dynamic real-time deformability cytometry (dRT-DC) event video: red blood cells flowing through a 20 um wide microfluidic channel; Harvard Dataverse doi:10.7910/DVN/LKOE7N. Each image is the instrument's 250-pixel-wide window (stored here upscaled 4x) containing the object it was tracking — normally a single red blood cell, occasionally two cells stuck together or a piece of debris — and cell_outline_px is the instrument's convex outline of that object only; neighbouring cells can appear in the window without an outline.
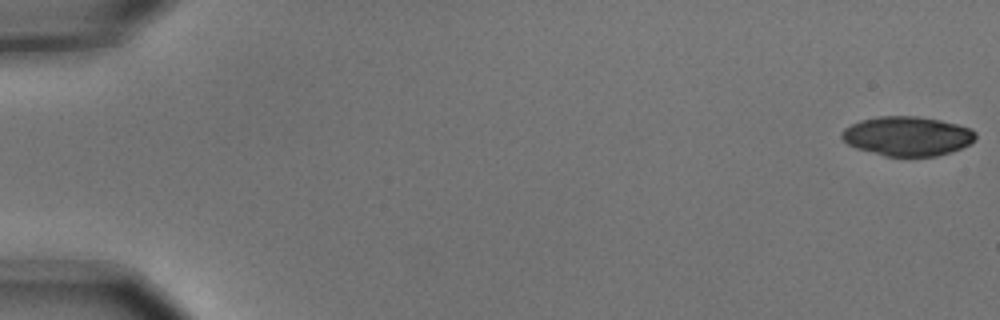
{"species": "common noctule bat (a hibernating species)", "species_latin": "Nyctalus noctula", "temperature_condition": "cold", "stored_images_in_passage": 6, "camera_frame_rate_fps": 3000, "um_per_image_px": 0.085, "animal": {"sex": "male", "body_mass_g": 15.6}, "frame": {"image": 1, "passage_image": 1, "time_ms": 0.0, "image_size_px": [1000, 320], "cell_outline_px": [[976, 140], [960, 148], [936, 156], [884, 156], [856, 148], [848, 144], [840, 136], [840, 132], [844, 128], [860, 120], [880, 116], [916, 116], [940, 120], [972, 128], [976, 132]], "centroid_in_image_um": [77.11, 11.56], "position_along_channel_um": 7.9, "area_um2": 30.69}}